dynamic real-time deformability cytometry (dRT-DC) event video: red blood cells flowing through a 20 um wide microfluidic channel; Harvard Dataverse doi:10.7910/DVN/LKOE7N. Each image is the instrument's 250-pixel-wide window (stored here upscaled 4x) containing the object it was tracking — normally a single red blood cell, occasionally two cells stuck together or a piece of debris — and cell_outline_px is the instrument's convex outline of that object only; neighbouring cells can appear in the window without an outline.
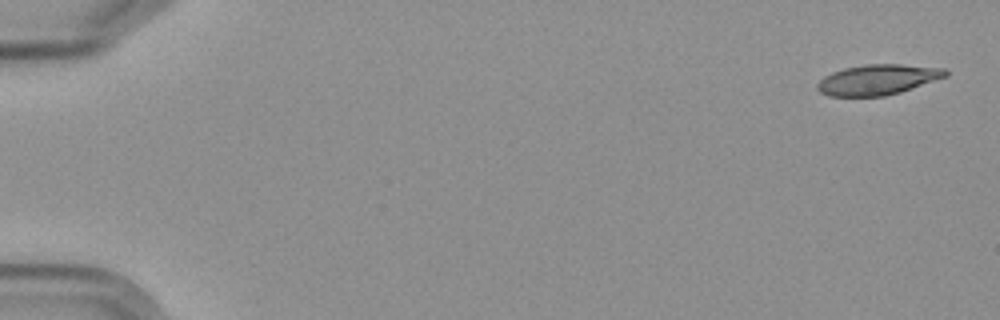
{"species": "Egyptian fruit bat (a non-hibernating species)", "species_latin": "Rousettus aegyptiacus", "temperature_condition": "cold", "stored_images_in_passage": 5, "camera_frame_rate_fps": 3000, "um_per_image_px": 0.085, "frame": {"image": 1, "passage_image": 1, "time_ms": 0.0, "image_size_px": [1000, 320], "cell_outline_px": [[948, 76], [900, 92], [884, 96], [828, 96], [820, 92], [816, 88], [816, 84], [824, 76], [832, 72], [844, 68], [864, 64], [900, 64], [944, 68], [948, 72]], "centroid_in_image_um": [74.59, 6.77], "position_along_channel_um": 10.4, "area_um2": 22.72}}
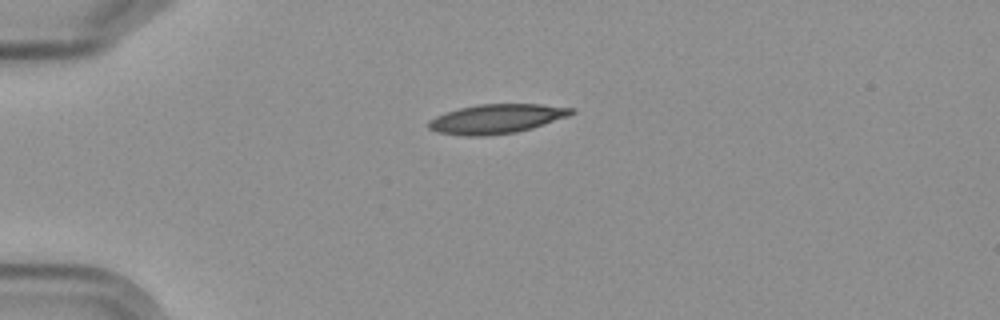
{"frame": {"image": 2, "passage_image": 4, "time_ms": 4.333, "image_size_px": [1000, 320], "cell_outline_px": [[576, 112], [568, 116], [532, 128], [516, 132], [484, 136], [464, 136], [436, 132], [428, 128], [428, 120], [444, 112], [460, 108], [480, 104], [540, 104], [576, 108]], "centroid_in_image_um": [42.19, 10.1], "position_along_channel_um": 42.8, "area_um2": 24.51}}